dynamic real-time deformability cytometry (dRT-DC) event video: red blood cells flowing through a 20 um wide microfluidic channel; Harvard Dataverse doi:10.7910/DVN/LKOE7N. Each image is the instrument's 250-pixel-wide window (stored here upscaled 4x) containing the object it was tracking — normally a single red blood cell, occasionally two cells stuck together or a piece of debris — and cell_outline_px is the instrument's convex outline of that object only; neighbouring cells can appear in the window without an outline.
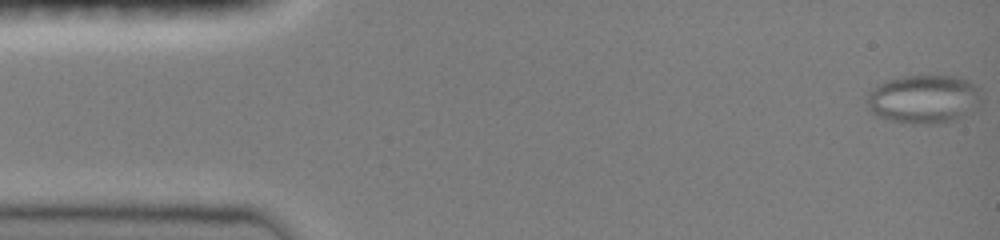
{"species": "common noctule bat (a hibernating species)", "species_latin": "Nyctalus noctula", "temperature_condition": "room temperature", "stored_images_in_passage": 54, "camera_frame_rate_fps": 3000, "um_per_image_px": 0.085, "animal": {"sex": "female", "body_mass_g": 19.0, "forearm_length_mm": 51.5}, "frame": {"image": 1, "passage_image": 1, "time_ms": 0.0, "image_size_px": [1000, 240], "cell_outline_px": [[980, 100], [976, 108], [972, 112], [956, 120], [932, 124], [912, 124], [892, 120], [876, 116], [868, 108], [868, 92], [872, 88], [884, 80], [904, 76], [956, 76], [968, 80], [980, 88]], "centroid_in_image_um": [78.53, 8.42], "position_along_channel_um": 6.5, "area_um2": 32.66}}
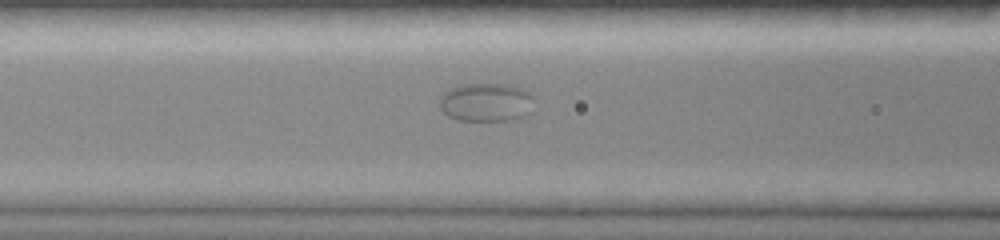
{"frame": {"image": 2, "passage_image": 23, "time_ms": 7.333, "image_size_px": [1000, 240], "cell_outline_px": [[532, 96], [528, 112], [524, 116], [512, 120], [460, 120], [448, 116], [440, 108], [440, 100], [444, 92], [452, 88], [464, 84], [500, 84], [520, 88], [528, 92]], "centroid_in_image_um": [41.28, 8.7], "position_along_channel_um": 125.3, "area_um2": 20.69}}
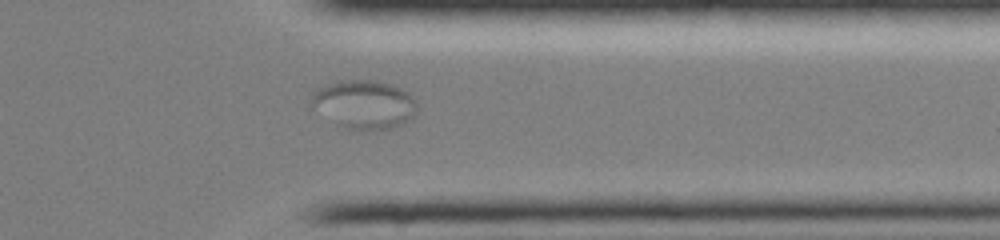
{"frame": {"image": 3, "passage_image": 45, "time_ms": 14.667, "image_size_px": [1000, 240], "cell_outline_px": [[416, 112], [408, 120], [392, 128], [348, 128], [340, 124], [308, 104], [312, 92], [316, 88], [324, 84], [336, 80], [376, 80], [400, 88], [408, 92], [416, 100]], "centroid_in_image_um": [30.93, 8.81], "position_along_channel_um": 380.5, "area_um2": 29.42}}